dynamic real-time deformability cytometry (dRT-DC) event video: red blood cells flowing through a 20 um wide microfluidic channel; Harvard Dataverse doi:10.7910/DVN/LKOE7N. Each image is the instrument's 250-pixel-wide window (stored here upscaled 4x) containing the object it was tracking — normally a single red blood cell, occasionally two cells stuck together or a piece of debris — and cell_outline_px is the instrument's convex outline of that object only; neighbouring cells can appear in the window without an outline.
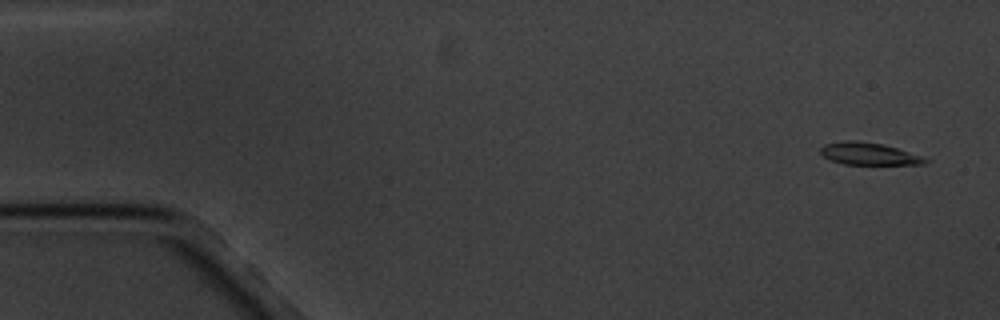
{"species": "common noctule bat (a hibernating species)", "species_latin": "Nyctalus noctula", "temperature_condition": "cold", "stored_images_in_passage": 5, "camera_frame_rate_fps": 3000, "um_per_image_px": 0.085, "animal": {"sex": "male", "body_mass_g": 20.1, "forearm_length_mm": 53.5}, "frame": {"image": 1, "passage_image": 1, "time_ms": 0.0, "image_size_px": [1000, 320], "cell_outline_px": [[932, 160], [924, 164], [844, 164], [832, 160], [824, 156], [820, 152], [820, 148], [824, 144], [844, 140], [856, 140], [880, 144], [896, 148]], "centroid_in_image_um": [73.83, 13.07], "position_along_channel_um": 11.2, "area_um2": 13.35}}
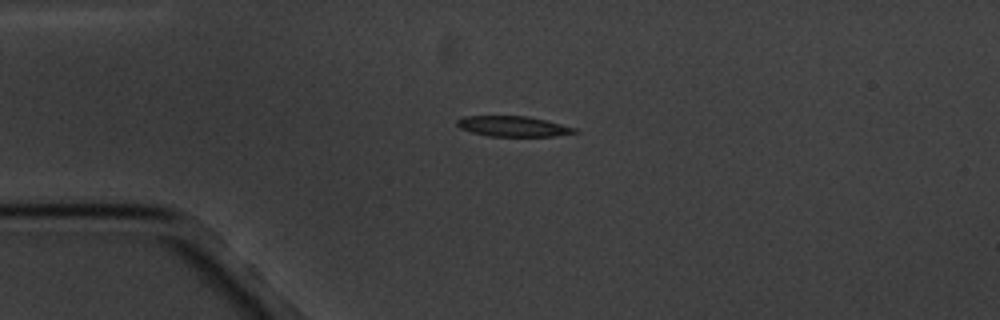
{"frame": {"image": 2, "passage_image": 4, "time_ms": 3.667, "image_size_px": [1000, 320], "cell_outline_px": [[580, 132], [552, 136], [488, 136], [472, 132], [460, 128], [456, 124], [456, 120], [464, 116], [528, 116], [576, 128]], "centroid_in_image_um": [43.59, 10.74], "position_along_channel_um": 41.4, "area_um2": 13.87}}